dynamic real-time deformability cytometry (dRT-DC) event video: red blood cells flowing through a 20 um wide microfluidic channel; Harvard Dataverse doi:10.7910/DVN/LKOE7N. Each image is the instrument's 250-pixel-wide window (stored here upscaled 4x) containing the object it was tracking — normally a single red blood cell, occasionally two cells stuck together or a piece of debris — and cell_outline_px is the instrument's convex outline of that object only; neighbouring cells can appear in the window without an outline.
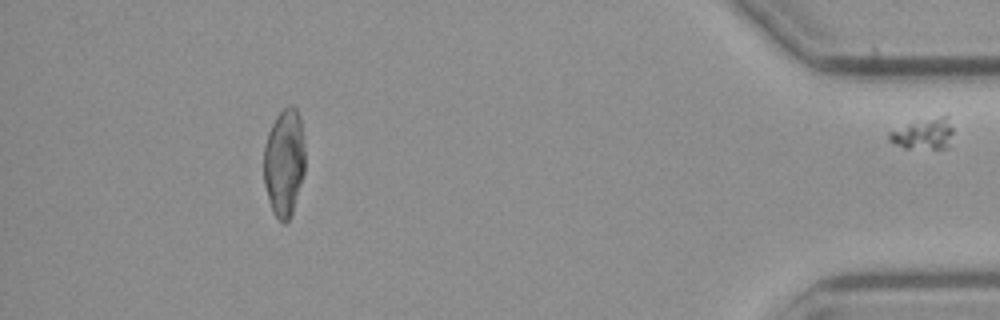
{"species": "common noctule bat (a hibernating species)", "species_latin": "Nyctalus noctula", "temperature_condition": "cold", "stored_images_in_passage": 52, "segment_of_instrument_passage": [2, 2], "camera_frame_rate_fps": 3000, "um_per_image_px": 0.085, "animal": {"sex": "male", "body_mass_g": 23.1, "forearm_length_mm": 52.7}, "frame": {"image": 1, "passage_image": 52, "time_ms": 17.0, "image_size_px": [1000, 320], "cell_outline_px": [[952, 148], [904, 148], [888, 140], [888, 132], [908, 124], [940, 116], [948, 116], [952, 128]], "centroid_in_image_um": [78.56, 11.41], "position_along_channel_um": 356.6, "area_um2": 11.5}}